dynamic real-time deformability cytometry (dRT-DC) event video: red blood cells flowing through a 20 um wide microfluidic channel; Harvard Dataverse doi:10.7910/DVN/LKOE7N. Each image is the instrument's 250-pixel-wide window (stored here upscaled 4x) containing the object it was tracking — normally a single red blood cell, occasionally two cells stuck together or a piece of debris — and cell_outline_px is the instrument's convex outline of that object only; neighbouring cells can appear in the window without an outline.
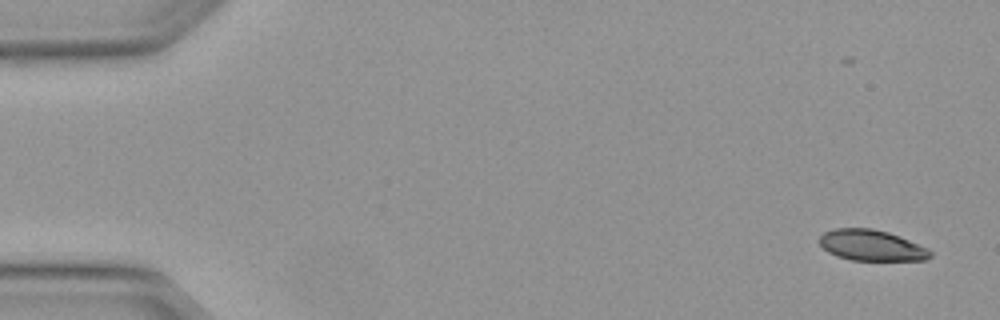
{"species": "Egyptian fruit bat (a non-hibernating species)", "species_latin": "Rousettus aegyptiacus", "temperature_condition": "warm", "stored_images_in_passage": 6, "camera_frame_rate_fps": 3000, "um_per_image_px": 0.085, "animal": {"sex": "female"}, "frame": {"image": 1, "passage_image": 2, "time_ms": 0.333, "image_size_px": [1000, 320], "cell_outline_px": [[932, 256], [924, 260], [852, 260], [836, 256], [828, 252], [820, 244], [820, 236], [824, 232], [836, 228], [872, 228], [888, 232], [900, 236], [928, 248], [932, 252]], "centroid_in_image_um": [74.09, 20.85], "position_along_channel_um": 10.9, "area_um2": 19.94}}
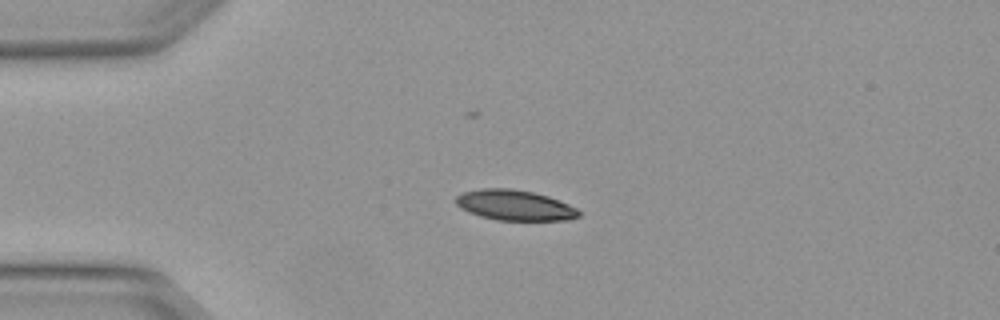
{"frame": {"image": 2, "passage_image": 4, "time_ms": 1.0, "image_size_px": [1000, 320], "cell_outline_px": [[580, 216], [568, 220], [496, 220], [480, 216], [468, 212], [460, 208], [456, 204], [456, 196], [464, 192], [480, 188], [512, 188], [532, 192], [548, 196], [560, 200], [576, 208], [580, 212]], "centroid_in_image_um": [43.74, 17.44], "position_along_channel_um": 41.3, "area_um2": 21.85}}
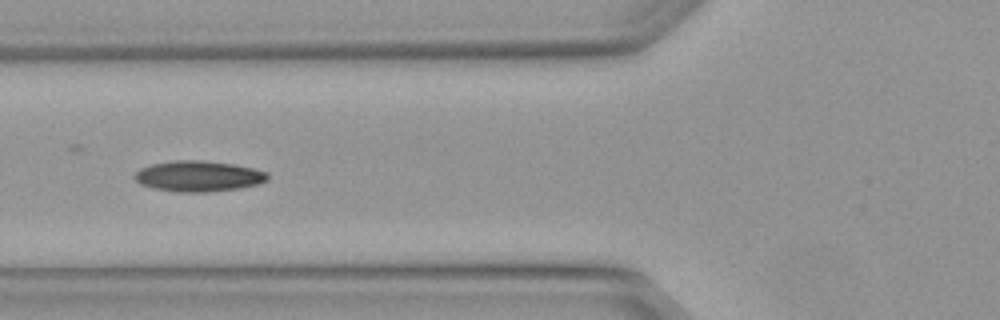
{"frame": {"image": 3, "passage_image": 6, "time_ms": 1.667, "image_size_px": [1000, 320], "cell_outline_px": [[268, 180], [256, 184], [240, 188], [208, 192], [176, 192], [152, 188], [140, 184], [132, 176], [140, 168], [152, 164], [172, 160], [204, 160], [232, 164], [252, 168], [268, 172]], "centroid_in_image_um": [16.84, 14.97], "position_along_channel_um": 109.0, "area_um2": 23.93}}